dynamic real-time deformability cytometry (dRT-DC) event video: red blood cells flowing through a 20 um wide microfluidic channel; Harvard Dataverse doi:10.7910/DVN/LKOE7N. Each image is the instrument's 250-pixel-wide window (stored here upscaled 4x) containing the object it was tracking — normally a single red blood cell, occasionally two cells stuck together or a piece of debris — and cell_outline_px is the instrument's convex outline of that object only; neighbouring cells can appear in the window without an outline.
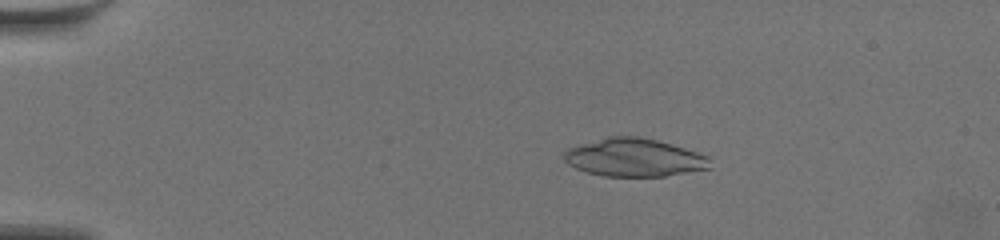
{"species": "common noctule bat (a hibernating species)", "species_latin": "Nyctalus noctula", "temperature_condition": "warm", "stored_images_in_passage": 34, "camera_frame_rate_fps": 3000, "um_per_image_px": 0.085, "animal": {"sex": "female", "body_mass_g": 19.5, "forearm_length_mm": 54.1}, "frame": {"image": 1, "passage_image": 12, "time_ms": 3.667, "image_size_px": [1000, 240], "cell_outline_px": [[712, 168], [664, 176], [604, 176], [588, 172], [576, 168], [568, 164], [564, 160], [564, 152], [568, 148], [608, 136], [640, 136], [656, 140], [684, 148], [708, 156]], "centroid_in_image_um": [53.91, 13.39], "position_along_channel_um": 31.1, "area_um2": 32.14}}